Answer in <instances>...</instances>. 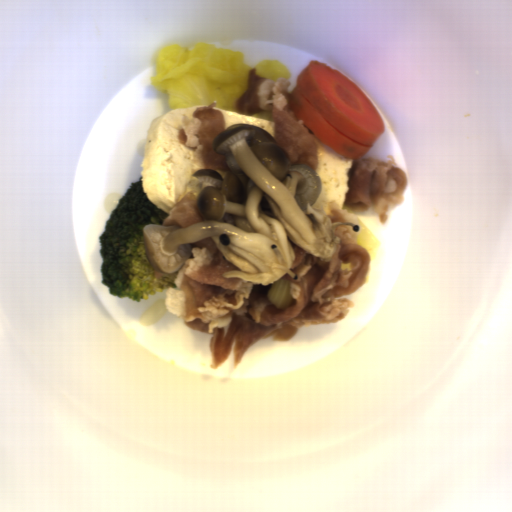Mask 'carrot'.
Here are the masks:
<instances>
[{
  "label": "carrot",
  "instance_id": "carrot-1",
  "mask_svg": "<svg viewBox=\"0 0 512 512\" xmlns=\"http://www.w3.org/2000/svg\"><path fill=\"white\" fill-rule=\"evenodd\" d=\"M288 101L297 119L345 158L360 159L386 131L367 95L343 73L317 60L297 75Z\"/></svg>",
  "mask_w": 512,
  "mask_h": 512
}]
</instances>
